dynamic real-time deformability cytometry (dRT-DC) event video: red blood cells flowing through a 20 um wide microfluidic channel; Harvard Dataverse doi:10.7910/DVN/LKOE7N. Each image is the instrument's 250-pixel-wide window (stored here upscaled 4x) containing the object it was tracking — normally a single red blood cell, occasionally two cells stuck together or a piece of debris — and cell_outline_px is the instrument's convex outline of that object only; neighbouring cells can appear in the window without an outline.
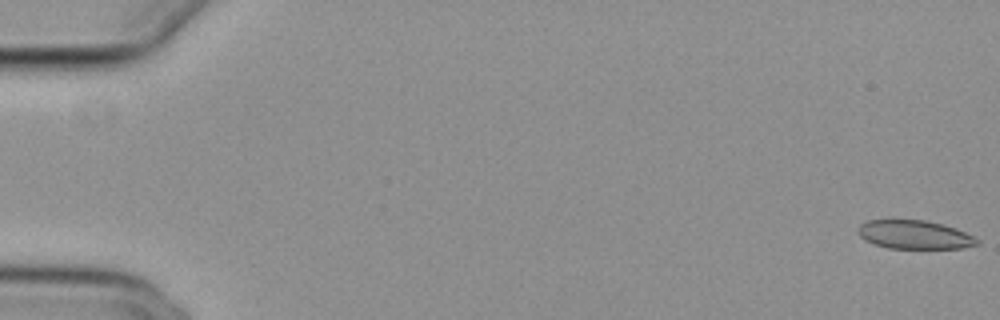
{"species": "common noctule bat (a hibernating species)", "species_latin": "Nyctalus noctula", "temperature_condition": "cold", "stored_images_in_passage": 22, "camera_frame_rate_fps": 3000, "um_per_image_px": 0.085, "animal": {"sex": "female", "body_mass_g": 29.2, "forearm_length_mm": 56.3}, "frame": {"image": 1, "passage_image": 1, "time_ms": 0.0, "image_size_px": [1000, 320], "cell_outline_px": [[980, 244], [960, 248], [888, 248], [864, 240], [860, 236], [860, 224], [868, 220], [892, 216], [924, 220], [944, 224], [956, 228], [980, 240]], "centroid_in_image_um": [77.7, 19.89], "position_along_channel_um": 7.3, "area_um2": 20.46}}
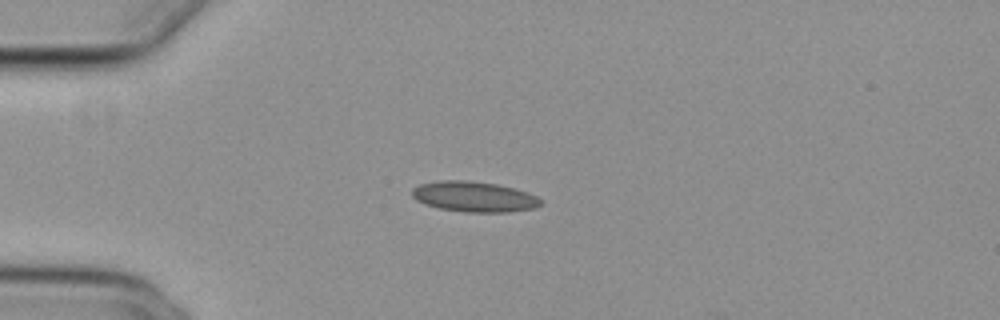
{"frame": {"image": 2, "passage_image": 15, "time_ms": 4.667, "image_size_px": [1000, 320], "cell_outline_px": [[544, 204], [536, 208], [508, 212], [464, 212], [436, 208], [424, 204], [416, 200], [412, 196], [412, 188], [420, 184], [440, 180], [468, 180], [496, 184], [516, 188], [528, 192], [536, 196]], "centroid_in_image_um": [40.3, 16.72], "position_along_channel_um": 44.7, "area_um2": 23.12}}
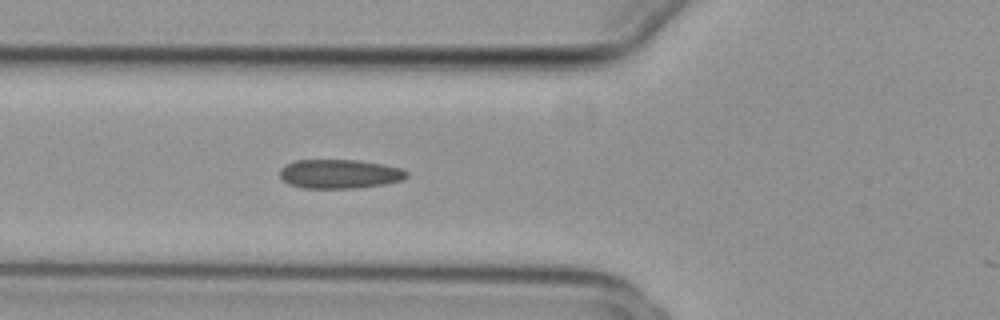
{"frame": {"image": 3, "passage_image": 21, "time_ms": 6.667, "image_size_px": [1000, 320], "cell_outline_px": [[408, 176], [400, 180], [384, 184], [356, 188], [304, 188], [288, 184], [280, 176], [280, 168], [296, 160], [356, 160], [384, 164], [400, 168], [408, 172]], "centroid_in_image_um": [28.86, 14.78], "position_along_channel_um": 96.9, "area_um2": 21.39}}